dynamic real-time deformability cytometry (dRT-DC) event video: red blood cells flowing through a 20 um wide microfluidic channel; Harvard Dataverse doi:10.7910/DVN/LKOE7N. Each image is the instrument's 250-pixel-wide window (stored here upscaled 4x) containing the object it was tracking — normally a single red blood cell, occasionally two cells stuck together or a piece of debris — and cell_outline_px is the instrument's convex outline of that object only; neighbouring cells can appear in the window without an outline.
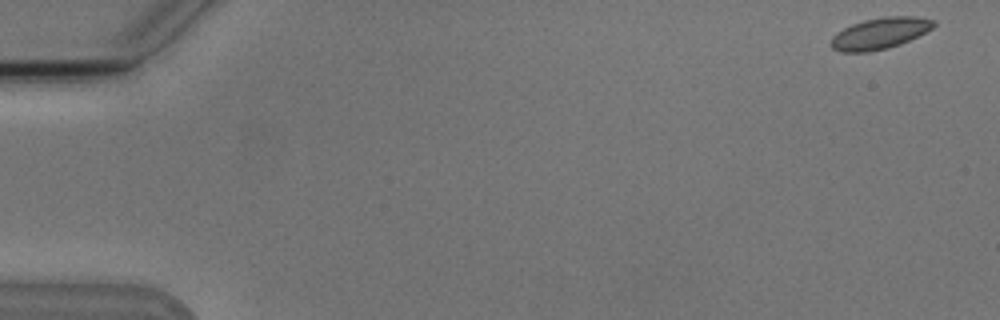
{"species": "Egyptian fruit bat (a non-hibernating species)", "species_latin": "Rousettus aegyptiacus", "temperature_condition": "cold", "stored_images_in_passage": 5, "camera_frame_rate_fps": 3000, "um_per_image_px": 0.085, "animal": {"sex": "male"}, "frame": {"image": 1, "passage_image": 1, "time_ms": 0.0, "image_size_px": [1000, 320], "cell_outline_px": [[936, 24], [932, 28], [900, 44], [888, 48], [868, 52], [840, 52], [832, 48], [832, 36], [836, 32], [852, 24], [864, 20], [884, 16], [916, 16], [936, 20]], "centroid_in_image_um": [74.79, 2.82], "position_along_channel_um": 10.2, "area_um2": 18.67}}